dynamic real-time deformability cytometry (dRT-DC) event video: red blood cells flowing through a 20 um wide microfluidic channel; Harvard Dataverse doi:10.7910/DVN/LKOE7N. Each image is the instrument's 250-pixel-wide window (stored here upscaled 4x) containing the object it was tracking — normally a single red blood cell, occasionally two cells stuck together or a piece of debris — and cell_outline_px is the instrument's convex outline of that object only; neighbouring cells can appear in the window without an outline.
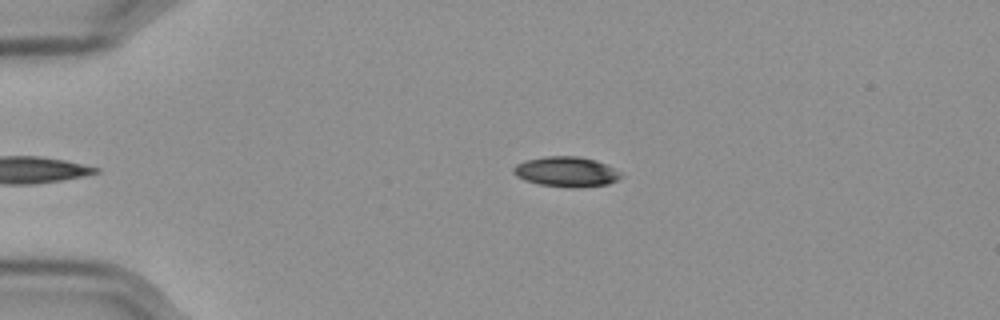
{"species": "Egyptian fruit bat (a non-hibernating species)", "species_latin": "Rousettus aegyptiacus", "temperature_condition": "cold", "stored_images_in_passage": 40, "camera_frame_rate_fps": 3000, "um_per_image_px": 0.085, "frame": {"image": 1, "passage_image": 2, "time_ms": 0.333, "image_size_px": [1000, 320], "cell_outline_px": [[624, 176], [608, 184], [576, 188], [572, 188], [540, 184], [524, 180], [516, 176], [512, 172], [512, 168], [516, 164], [524, 160], [544, 156], [580, 156], [596, 160], [620, 172]], "centroid_in_image_um": [48.1, 14.59], "position_along_channel_um": 36.9, "area_um2": 18.96}}
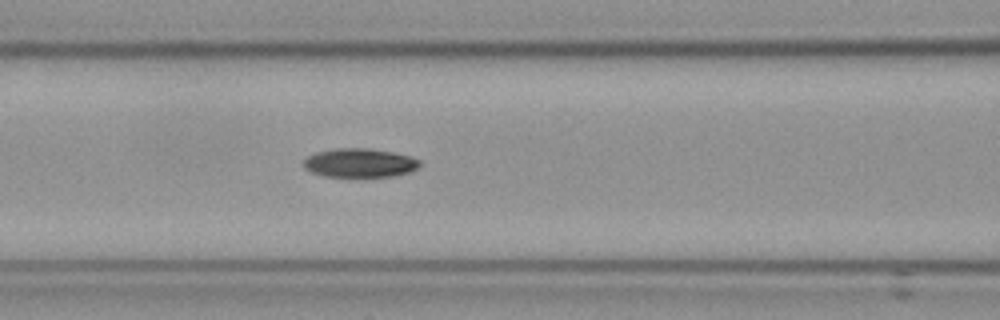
{"frame": {"image": 2, "passage_image": 14, "time_ms": 4.333, "image_size_px": [1000, 320], "cell_outline_px": [[420, 164], [416, 168], [408, 172], [392, 176], [324, 176], [312, 172], [304, 168], [304, 160], [308, 156], [316, 152], [336, 148], [368, 148], [392, 152], [408, 156], [420, 160]], "centroid_in_image_um": [30.54, 13.83], "position_along_channel_um": 136.1, "area_um2": 19.25}}
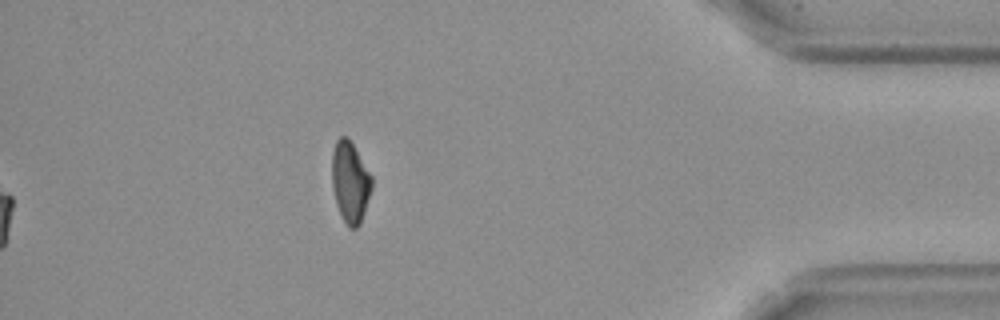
{"frame": {"image": 3, "passage_image": 40, "time_ms": 13.0, "image_size_px": [1000, 320], "cell_outline_px": [[372, 188], [360, 224], [356, 228], [348, 228], [336, 204], [332, 184], [332, 152], [336, 140], [340, 136], [348, 136], [372, 176]], "centroid_in_image_um": [29.76, 15.45], "position_along_channel_um": 405.4, "area_um2": 18.79}, "authors_computed_cell_mechanics": {"area_um2": 19.9121, "velocity_mm_per_s": 3.5754, "shape_relaxation_time_tau1_ms": 5.3912, "shape_relaxation_time_tau2_ms": null, "deformation_change_tau1": 0.1437, "deformation_change_tau2": null}}